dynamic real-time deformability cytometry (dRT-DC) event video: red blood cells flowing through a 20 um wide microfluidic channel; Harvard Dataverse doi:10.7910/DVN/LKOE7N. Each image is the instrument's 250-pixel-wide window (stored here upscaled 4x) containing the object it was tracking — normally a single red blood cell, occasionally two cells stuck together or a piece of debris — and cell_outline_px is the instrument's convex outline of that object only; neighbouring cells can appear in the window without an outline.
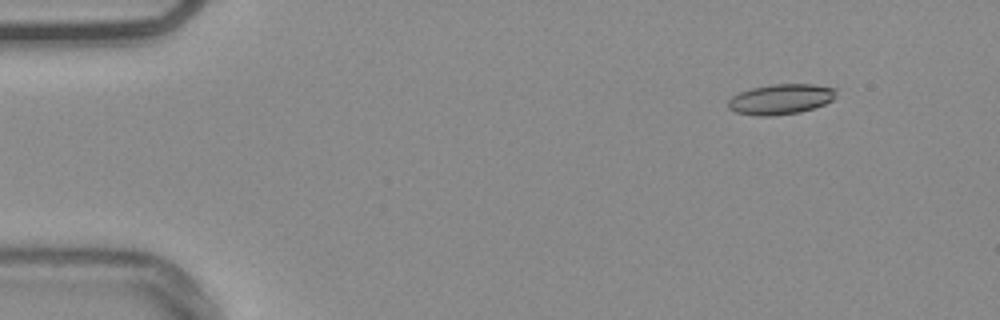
{"species": "common noctule bat (a hibernating species)", "species_latin": "Nyctalus noctula", "temperature_condition": "warm", "stored_images_in_passage": 49, "camera_frame_rate_fps": 3000, "um_per_image_px": 0.085, "animal": {"sex": "male", "body_mass_g": 20.4}, "frame": {"image": 1, "passage_image": 1, "time_ms": 0.0, "image_size_px": [1000, 320], "cell_outline_px": [[836, 92], [832, 100], [824, 104], [800, 112], [772, 116], [756, 116], [736, 112], [728, 108], [728, 100], [732, 96], [740, 92], [752, 88], [772, 84], [812, 84], [836, 88]], "centroid_in_image_um": [66.34, 8.43], "position_along_channel_um": 18.7, "area_um2": 19.02}}
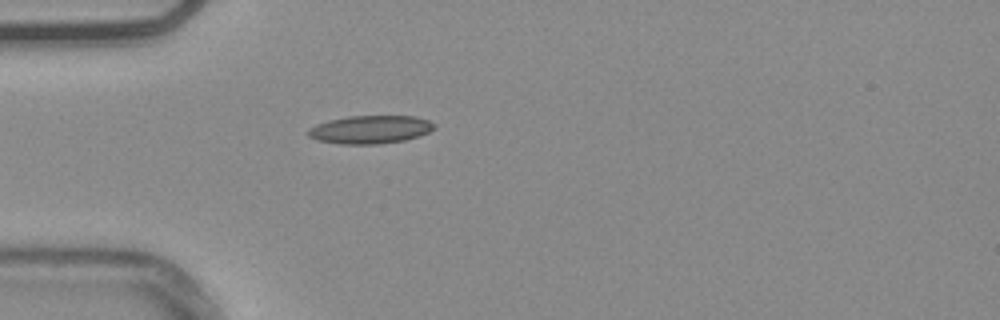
{"frame": {"image": 2, "passage_image": 11, "time_ms": 3.333, "image_size_px": [1000, 320], "cell_outline_px": [[436, 128], [420, 136], [404, 140], [376, 144], [340, 144], [316, 140], [308, 136], [304, 132], [308, 128], [316, 124], [328, 120], [348, 116], [416, 116], [428, 120], [436, 124]], "centroid_in_image_um": [31.44, 11.01], "position_along_channel_um": 53.6, "area_um2": 20.92}}
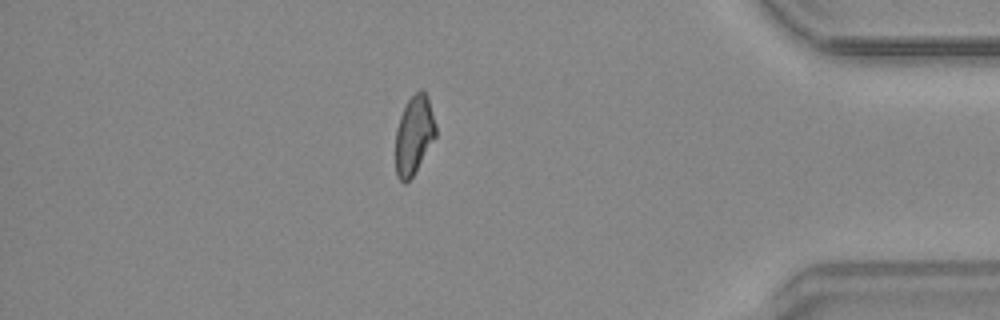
{"frame": {"image": 3, "passage_image": 42, "time_ms": 13.667, "image_size_px": [1000, 320], "cell_outline_px": [[436, 136], [412, 176], [404, 184], [396, 176], [396, 128], [400, 116], [408, 100], [420, 88], [424, 88], [428, 96], [436, 124]], "centroid_in_image_um": [35.2, 11.43], "position_along_channel_um": 400.0, "area_um2": 18.38}, "authors_computed_cell_mechanics": {"area_um2": 18.9006, "velocity_mm_per_s": 3.7782, "shape_relaxation_time_tau1_ms": 8.9272, "shape_relaxation_time_tau2_ms": 5.984, "deformation_change_tau1": 0.1921, "deformation_change_tau2": 0.1494}}